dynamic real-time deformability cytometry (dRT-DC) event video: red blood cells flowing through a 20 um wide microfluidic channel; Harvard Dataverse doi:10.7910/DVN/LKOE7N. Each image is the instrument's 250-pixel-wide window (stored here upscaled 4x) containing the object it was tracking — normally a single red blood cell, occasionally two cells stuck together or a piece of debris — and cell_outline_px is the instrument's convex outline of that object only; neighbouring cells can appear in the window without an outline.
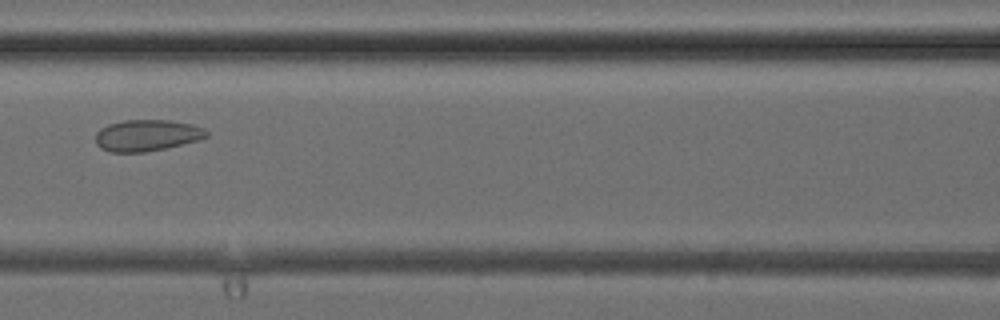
{"species": "common noctule bat (a hibernating species)", "species_latin": "Nyctalus noctula", "temperature_condition": "cold", "stored_images_in_passage": 5, "camera_frame_rate_fps": 3000, "um_per_image_px": 0.085, "animal": {"sex": "female", "body_mass_g": 24.6, "forearm_length_mm": 56.2}, "frame": {"image": 1, "passage_image": 5, "time_ms": 5.333, "image_size_px": [1000, 320], "cell_outline_px": [[208, 136], [196, 140], [164, 148], [144, 152], [108, 152], [100, 148], [96, 144], [96, 132], [100, 128], [108, 124], [124, 120], [168, 120], [192, 124], [204, 128], [208, 132]], "centroid_in_image_um": [12.44, 11.5], "position_along_channel_um": 154.2, "area_um2": 20.23}}